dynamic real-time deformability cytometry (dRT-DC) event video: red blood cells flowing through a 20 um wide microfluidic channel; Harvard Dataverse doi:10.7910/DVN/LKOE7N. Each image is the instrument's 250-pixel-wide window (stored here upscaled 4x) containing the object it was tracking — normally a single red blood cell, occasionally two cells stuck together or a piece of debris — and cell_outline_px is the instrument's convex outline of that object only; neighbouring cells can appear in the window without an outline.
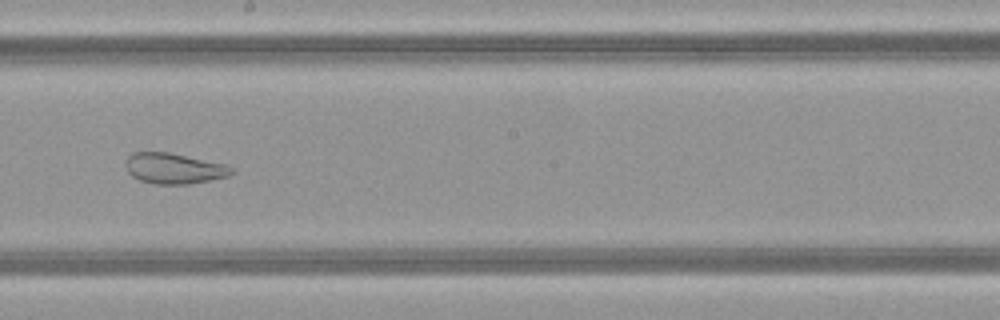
{"species": "common noctule bat (a hibernating species)", "species_latin": "Nyctalus noctula", "temperature_condition": "warm", "stored_images_in_passage": 47, "camera_frame_rate_fps": 3000, "um_per_image_px": 0.085, "animal": {"sex": "female", "body_mass_g": 21.9}, "frame": {"image": 1, "passage_image": 27, "time_ms": 8.667, "image_size_px": [1000, 320], "cell_outline_px": [[236, 172], [228, 176], [188, 184], [156, 184], [140, 180], [132, 176], [128, 172], [124, 164], [128, 156], [132, 152], [168, 152], [228, 164]], "centroid_in_image_um": [14.79, 14.31], "position_along_channel_um": 233.4, "area_um2": 19.02}}
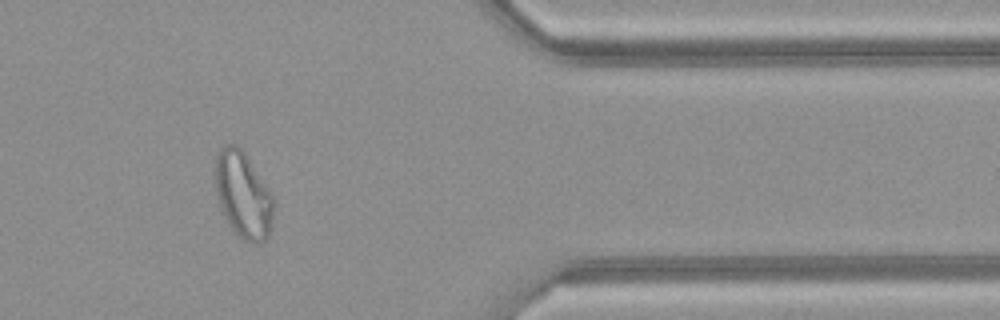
{"frame": {"image": 2, "passage_image": 40, "time_ms": 13.0, "image_size_px": [1000, 320], "cell_outline_px": [[276, 204], [272, 224], [268, 236], [260, 244], [252, 244], [244, 240], [228, 224], [224, 216], [216, 196], [216, 156], [220, 148], [224, 144], [236, 144], [244, 152], [276, 200]], "centroid_in_image_um": [20.69, 16.6], "position_along_channel_um": 390.7, "area_um2": 29.54}, "authors_computed_cell_mechanics": {"area_um2": 29.0156, "velocity_mm_per_s": 4.1654, "shape_relaxation_time_tau1_ms": null, "shape_relaxation_time_tau2_ms": 0.9762, "deformation_change_tau1": null, "deformation_change_tau2": 0.0812}}